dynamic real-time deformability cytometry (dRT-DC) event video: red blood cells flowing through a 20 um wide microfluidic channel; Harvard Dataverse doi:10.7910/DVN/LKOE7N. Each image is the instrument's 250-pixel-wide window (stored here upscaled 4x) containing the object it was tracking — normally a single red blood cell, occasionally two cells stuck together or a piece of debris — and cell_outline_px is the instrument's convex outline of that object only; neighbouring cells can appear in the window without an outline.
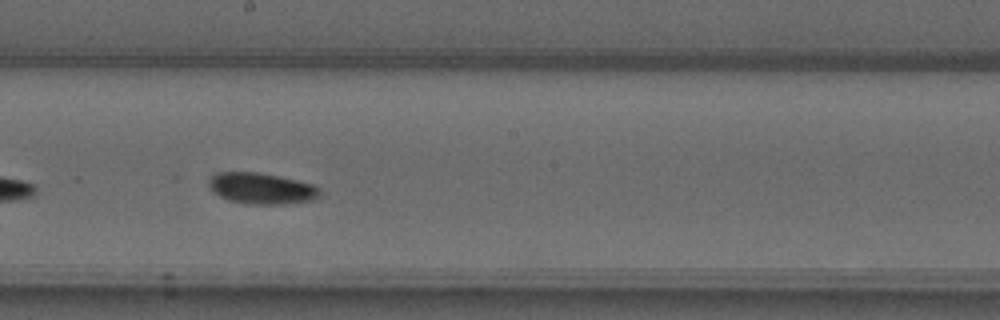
{"species": "common noctule bat (a hibernating species)", "species_latin": "Nyctalus noctula", "temperature_condition": "warm", "stored_images_in_passage": 40, "camera_frame_rate_fps": 3000, "um_per_image_px": 0.085, "animal": {"sex": "male", "forearm_length_mm": 52.5}, "frame": {"image": 1, "passage_image": 23, "time_ms": 7.333, "image_size_px": [1000, 320], "cell_outline_px": [[320, 196], [312, 200], [284, 204], [248, 204], [228, 200], [220, 196], [208, 184], [208, 180], [216, 172], [256, 172], [296, 180], [312, 184], [320, 188]], "centroid_in_image_um": [22.24, 16.02], "position_along_channel_um": 226.0, "area_um2": 19.94}}
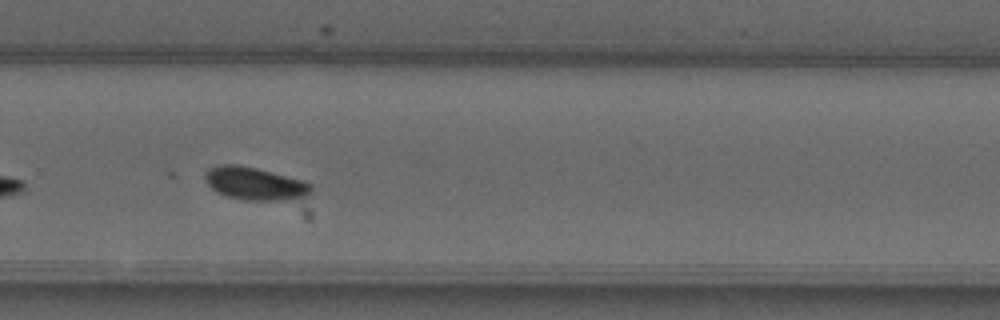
{"frame": {"image": 2, "passage_image": 29, "time_ms": 9.333, "image_size_px": [1000, 320], "cell_outline_px": [[312, 192], [308, 196], [280, 200], [244, 200], [228, 196], [212, 188], [208, 184], [204, 176], [204, 172], [208, 168], [220, 164], [240, 164], [256, 168], [300, 180], [312, 184]], "centroid_in_image_um": [21.64, 15.59], "position_along_channel_um": 308.2, "area_um2": 20.06}}